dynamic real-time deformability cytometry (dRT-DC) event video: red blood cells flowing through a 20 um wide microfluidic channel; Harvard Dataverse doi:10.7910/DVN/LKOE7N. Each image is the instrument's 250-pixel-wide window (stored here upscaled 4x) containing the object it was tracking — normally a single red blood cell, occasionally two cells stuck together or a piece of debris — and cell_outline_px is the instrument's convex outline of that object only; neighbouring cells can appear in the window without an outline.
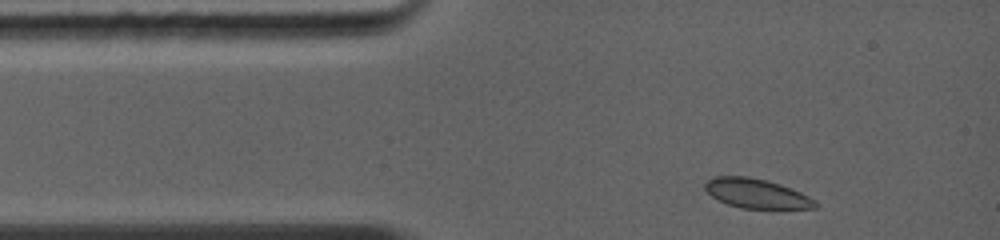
{"species": "common noctule bat (a hibernating species)", "species_latin": "Nyctalus noctula", "temperature_condition": "warm", "stored_images_in_passage": 28, "camera_frame_rate_fps": 5000, "um_per_image_px": 0.085, "animal": {"sex": "female", "body_mass_g": 19.0, "forearm_length_mm": 56.7}, "frame": {"image": 1, "passage_image": 1, "time_ms": 0.0, "image_size_px": [1000, 240], "cell_outline_px": [[816, 208], [740, 208], [728, 204], [712, 196], [704, 188], [704, 184], [708, 180], [716, 176], [748, 176], [768, 180], [780, 184], [800, 192], [816, 200]], "centroid_in_image_um": [64.29, 16.43], "position_along_channel_um": 20.7, "area_um2": 18.73}}
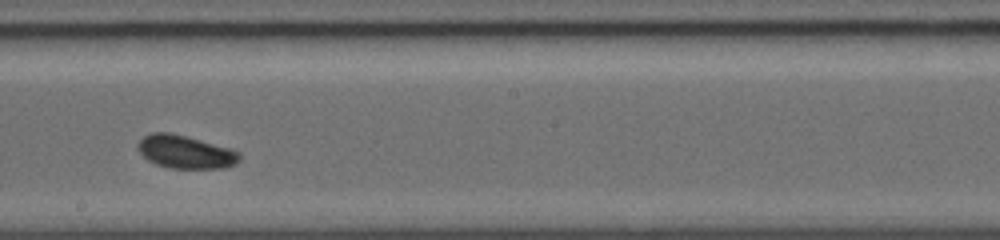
{"frame": {"image": 2, "passage_image": 16, "time_ms": 5.6, "image_size_px": [1000, 240], "cell_outline_px": [[240, 160], [236, 164], [224, 168], [168, 168], [156, 164], [148, 160], [136, 148], [136, 144], [144, 136], [152, 132], [168, 132], [200, 140], [228, 148], [240, 152]], "centroid_in_image_um": [15.74, 12.92], "position_along_channel_um": 232.5, "area_um2": 19.48}}
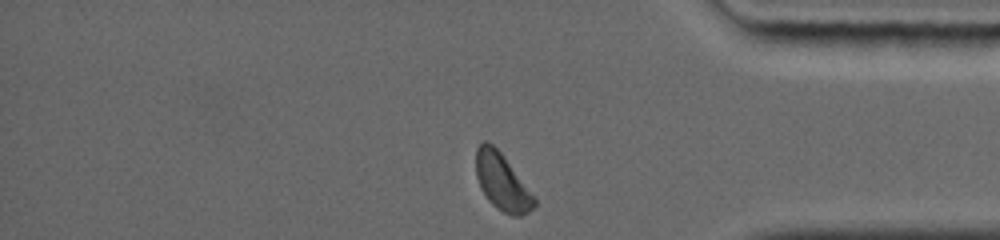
{"frame": {"image": 3, "passage_image": 28, "time_ms": 9.6, "image_size_px": [1000, 240], "cell_outline_px": [[536, 204], [528, 212], [520, 216], [512, 216], [496, 208], [488, 200], [480, 188], [476, 176], [476, 148], [484, 140], [492, 144], [504, 156], [536, 196]], "centroid_in_image_um": [42.69, 15.48], "position_along_channel_um": 392.5, "area_um2": 19.42}, "authors_computed_cell_mechanics": {"area_um2": 19.363, "velocity_mm_per_s": 4.3659, "shape_relaxation_time_tau1_ms": 7.187, "shape_relaxation_time_tau2_ms": null, "deformation_change_tau1": 0.1054, "deformation_change_tau2": null}}